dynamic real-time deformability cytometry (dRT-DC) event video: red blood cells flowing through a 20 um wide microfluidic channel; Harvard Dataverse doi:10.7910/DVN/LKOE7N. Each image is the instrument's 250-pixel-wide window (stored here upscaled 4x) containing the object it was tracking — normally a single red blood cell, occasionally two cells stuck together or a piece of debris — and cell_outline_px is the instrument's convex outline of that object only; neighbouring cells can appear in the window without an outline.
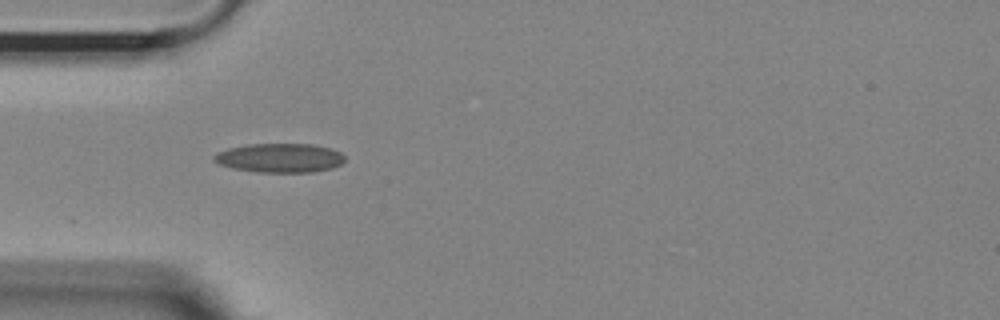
{"species": "Egyptian fruit bat (a non-hibernating species)", "species_latin": "Rousettus aegyptiacus", "temperature_condition": "room temperature", "stored_images_in_passage": 24, "camera_frame_rate_fps": 3000, "um_per_image_px": 0.085, "animal": {"sex": "female"}, "frame": {"image": 1, "passage_image": 1, "time_ms": 0.0, "image_size_px": [1000, 320], "cell_outline_px": [[344, 160], [340, 164], [332, 168], [312, 172], [256, 172], [232, 168], [220, 164], [212, 160], [212, 156], [216, 152], [228, 148], [248, 144], [312, 144], [332, 148], [340, 152], [344, 156]], "centroid_in_image_um": [23.75, 13.42], "position_along_channel_um": 61.2, "area_um2": 22.31}}
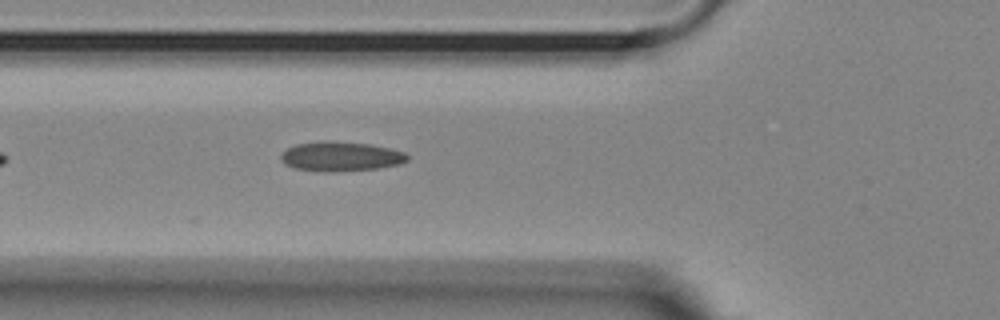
{"frame": {"image": 2, "passage_image": 4, "time_ms": 1.0, "image_size_px": [1000, 320], "cell_outline_px": [[408, 160], [400, 164], [376, 168], [328, 172], [296, 168], [284, 164], [280, 160], [280, 156], [288, 148], [296, 144], [324, 140], [368, 144], [388, 148], [404, 152], [408, 156]], "centroid_in_image_um": [28.94, 13.29], "position_along_channel_um": 96.9, "area_um2": 21.5}}